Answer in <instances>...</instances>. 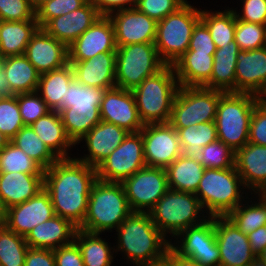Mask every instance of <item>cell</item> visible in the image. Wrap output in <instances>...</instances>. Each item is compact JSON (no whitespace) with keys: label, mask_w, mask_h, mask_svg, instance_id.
I'll list each match as a JSON object with an SVG mask.
<instances>
[{"label":"cell","mask_w":266,"mask_h":266,"mask_svg":"<svg viewBox=\"0 0 266 266\" xmlns=\"http://www.w3.org/2000/svg\"><path fill=\"white\" fill-rule=\"evenodd\" d=\"M96 181V168L75 156L58 159L44 170V190L50 196L55 215L79 227L85 219L90 191Z\"/></svg>","instance_id":"cell-1"},{"label":"cell","mask_w":266,"mask_h":266,"mask_svg":"<svg viewBox=\"0 0 266 266\" xmlns=\"http://www.w3.org/2000/svg\"><path fill=\"white\" fill-rule=\"evenodd\" d=\"M117 245L133 265L140 266L163 258L170 240L152 222L148 212H132L116 229Z\"/></svg>","instance_id":"cell-2"},{"label":"cell","mask_w":266,"mask_h":266,"mask_svg":"<svg viewBox=\"0 0 266 266\" xmlns=\"http://www.w3.org/2000/svg\"><path fill=\"white\" fill-rule=\"evenodd\" d=\"M132 212L122 183L97 180L90 191L85 219L78 229L100 234L112 232Z\"/></svg>","instance_id":"cell-3"},{"label":"cell","mask_w":266,"mask_h":266,"mask_svg":"<svg viewBox=\"0 0 266 266\" xmlns=\"http://www.w3.org/2000/svg\"><path fill=\"white\" fill-rule=\"evenodd\" d=\"M245 189L235 166L226 169L206 168L195 195L209 217L227 216L245 201L249 195Z\"/></svg>","instance_id":"cell-4"},{"label":"cell","mask_w":266,"mask_h":266,"mask_svg":"<svg viewBox=\"0 0 266 266\" xmlns=\"http://www.w3.org/2000/svg\"><path fill=\"white\" fill-rule=\"evenodd\" d=\"M179 87L173 66L165 65L132 90L143 124L169 122Z\"/></svg>","instance_id":"cell-5"},{"label":"cell","mask_w":266,"mask_h":266,"mask_svg":"<svg viewBox=\"0 0 266 266\" xmlns=\"http://www.w3.org/2000/svg\"><path fill=\"white\" fill-rule=\"evenodd\" d=\"M260 97L251 93L226 92L218 102L215 125L218 140L234 152L248 143L250 120Z\"/></svg>","instance_id":"cell-6"},{"label":"cell","mask_w":266,"mask_h":266,"mask_svg":"<svg viewBox=\"0 0 266 266\" xmlns=\"http://www.w3.org/2000/svg\"><path fill=\"white\" fill-rule=\"evenodd\" d=\"M148 213L152 222L169 240H172L169 236L175 237L184 229L198 225L209 217L204 215L195 193L170 188Z\"/></svg>","instance_id":"cell-7"},{"label":"cell","mask_w":266,"mask_h":266,"mask_svg":"<svg viewBox=\"0 0 266 266\" xmlns=\"http://www.w3.org/2000/svg\"><path fill=\"white\" fill-rule=\"evenodd\" d=\"M188 2L157 22L154 45L166 65H173L189 49L193 29L201 20V9Z\"/></svg>","instance_id":"cell-8"},{"label":"cell","mask_w":266,"mask_h":266,"mask_svg":"<svg viewBox=\"0 0 266 266\" xmlns=\"http://www.w3.org/2000/svg\"><path fill=\"white\" fill-rule=\"evenodd\" d=\"M165 65L160 59L154 43L119 46L116 50V87L132 91Z\"/></svg>","instance_id":"cell-9"},{"label":"cell","mask_w":266,"mask_h":266,"mask_svg":"<svg viewBox=\"0 0 266 266\" xmlns=\"http://www.w3.org/2000/svg\"><path fill=\"white\" fill-rule=\"evenodd\" d=\"M224 93L203 86H180L173 101L168 123L173 128H186L214 121L219 99Z\"/></svg>","instance_id":"cell-10"},{"label":"cell","mask_w":266,"mask_h":266,"mask_svg":"<svg viewBox=\"0 0 266 266\" xmlns=\"http://www.w3.org/2000/svg\"><path fill=\"white\" fill-rule=\"evenodd\" d=\"M147 166L142 133H129L124 141L97 167V180L122 183Z\"/></svg>","instance_id":"cell-11"},{"label":"cell","mask_w":266,"mask_h":266,"mask_svg":"<svg viewBox=\"0 0 266 266\" xmlns=\"http://www.w3.org/2000/svg\"><path fill=\"white\" fill-rule=\"evenodd\" d=\"M133 212H149L169 189L165 168L145 166L122 182Z\"/></svg>","instance_id":"cell-12"},{"label":"cell","mask_w":266,"mask_h":266,"mask_svg":"<svg viewBox=\"0 0 266 266\" xmlns=\"http://www.w3.org/2000/svg\"><path fill=\"white\" fill-rule=\"evenodd\" d=\"M141 133L147 166L166 169L182 154L178 133L169 123L144 124Z\"/></svg>","instance_id":"cell-13"},{"label":"cell","mask_w":266,"mask_h":266,"mask_svg":"<svg viewBox=\"0 0 266 266\" xmlns=\"http://www.w3.org/2000/svg\"><path fill=\"white\" fill-rule=\"evenodd\" d=\"M220 266H248L256 257L247 234L241 232L226 216H214Z\"/></svg>","instance_id":"cell-14"},{"label":"cell","mask_w":266,"mask_h":266,"mask_svg":"<svg viewBox=\"0 0 266 266\" xmlns=\"http://www.w3.org/2000/svg\"><path fill=\"white\" fill-rule=\"evenodd\" d=\"M108 17L113 24L117 47L155 42L157 21L136 8L118 10Z\"/></svg>","instance_id":"cell-15"},{"label":"cell","mask_w":266,"mask_h":266,"mask_svg":"<svg viewBox=\"0 0 266 266\" xmlns=\"http://www.w3.org/2000/svg\"><path fill=\"white\" fill-rule=\"evenodd\" d=\"M101 121L113 123L129 133L140 132L144 127L131 90L114 87L105 91L100 105Z\"/></svg>","instance_id":"cell-16"},{"label":"cell","mask_w":266,"mask_h":266,"mask_svg":"<svg viewBox=\"0 0 266 266\" xmlns=\"http://www.w3.org/2000/svg\"><path fill=\"white\" fill-rule=\"evenodd\" d=\"M55 216L49 194L43 189L29 200L6 209L5 225L26 237L38 224Z\"/></svg>","instance_id":"cell-17"},{"label":"cell","mask_w":266,"mask_h":266,"mask_svg":"<svg viewBox=\"0 0 266 266\" xmlns=\"http://www.w3.org/2000/svg\"><path fill=\"white\" fill-rule=\"evenodd\" d=\"M116 50L113 24L108 16H101L68 46L69 61H84Z\"/></svg>","instance_id":"cell-18"},{"label":"cell","mask_w":266,"mask_h":266,"mask_svg":"<svg viewBox=\"0 0 266 266\" xmlns=\"http://www.w3.org/2000/svg\"><path fill=\"white\" fill-rule=\"evenodd\" d=\"M24 55L40 73L62 68L69 63L68 46L39 28L31 37Z\"/></svg>","instance_id":"cell-19"},{"label":"cell","mask_w":266,"mask_h":266,"mask_svg":"<svg viewBox=\"0 0 266 266\" xmlns=\"http://www.w3.org/2000/svg\"><path fill=\"white\" fill-rule=\"evenodd\" d=\"M235 70V92L261 97L266 91V46L240 50Z\"/></svg>","instance_id":"cell-20"},{"label":"cell","mask_w":266,"mask_h":266,"mask_svg":"<svg viewBox=\"0 0 266 266\" xmlns=\"http://www.w3.org/2000/svg\"><path fill=\"white\" fill-rule=\"evenodd\" d=\"M129 132L113 123L101 121L96 124L80 141L85 143L88 154L77 159L89 166L97 167L127 137ZM84 140V141H83Z\"/></svg>","instance_id":"cell-21"},{"label":"cell","mask_w":266,"mask_h":266,"mask_svg":"<svg viewBox=\"0 0 266 266\" xmlns=\"http://www.w3.org/2000/svg\"><path fill=\"white\" fill-rule=\"evenodd\" d=\"M101 16L98 9L88 0L82 7L51 19L43 29L56 40L69 46Z\"/></svg>","instance_id":"cell-22"},{"label":"cell","mask_w":266,"mask_h":266,"mask_svg":"<svg viewBox=\"0 0 266 266\" xmlns=\"http://www.w3.org/2000/svg\"><path fill=\"white\" fill-rule=\"evenodd\" d=\"M235 168L251 195L266 191V146L245 144L235 152Z\"/></svg>","instance_id":"cell-23"},{"label":"cell","mask_w":266,"mask_h":266,"mask_svg":"<svg viewBox=\"0 0 266 266\" xmlns=\"http://www.w3.org/2000/svg\"><path fill=\"white\" fill-rule=\"evenodd\" d=\"M74 78L81 84L101 89L116 87V52L96 55L84 61H69Z\"/></svg>","instance_id":"cell-24"},{"label":"cell","mask_w":266,"mask_h":266,"mask_svg":"<svg viewBox=\"0 0 266 266\" xmlns=\"http://www.w3.org/2000/svg\"><path fill=\"white\" fill-rule=\"evenodd\" d=\"M77 229L70 220L55 215L34 227L25 241L31 248L55 250L72 243Z\"/></svg>","instance_id":"cell-25"},{"label":"cell","mask_w":266,"mask_h":266,"mask_svg":"<svg viewBox=\"0 0 266 266\" xmlns=\"http://www.w3.org/2000/svg\"><path fill=\"white\" fill-rule=\"evenodd\" d=\"M44 189V174L0 173V199L5 209L21 204Z\"/></svg>","instance_id":"cell-26"},{"label":"cell","mask_w":266,"mask_h":266,"mask_svg":"<svg viewBox=\"0 0 266 266\" xmlns=\"http://www.w3.org/2000/svg\"><path fill=\"white\" fill-rule=\"evenodd\" d=\"M215 53L186 51L172 65L179 86H204L211 78Z\"/></svg>","instance_id":"cell-27"},{"label":"cell","mask_w":266,"mask_h":266,"mask_svg":"<svg viewBox=\"0 0 266 266\" xmlns=\"http://www.w3.org/2000/svg\"><path fill=\"white\" fill-rule=\"evenodd\" d=\"M31 127L58 159L70 158L72 154L69 151L75 147V144L67 136L58 111L48 112L31 124Z\"/></svg>","instance_id":"cell-28"},{"label":"cell","mask_w":266,"mask_h":266,"mask_svg":"<svg viewBox=\"0 0 266 266\" xmlns=\"http://www.w3.org/2000/svg\"><path fill=\"white\" fill-rule=\"evenodd\" d=\"M239 52V46L235 41L217 48L211 78L203 87L225 93L235 92L236 57Z\"/></svg>","instance_id":"cell-29"},{"label":"cell","mask_w":266,"mask_h":266,"mask_svg":"<svg viewBox=\"0 0 266 266\" xmlns=\"http://www.w3.org/2000/svg\"><path fill=\"white\" fill-rule=\"evenodd\" d=\"M174 239L173 243L170 241V247L182 257L190 258L196 250L210 249V246L217 243L214 217H208L202 223L184 229Z\"/></svg>","instance_id":"cell-30"},{"label":"cell","mask_w":266,"mask_h":266,"mask_svg":"<svg viewBox=\"0 0 266 266\" xmlns=\"http://www.w3.org/2000/svg\"><path fill=\"white\" fill-rule=\"evenodd\" d=\"M74 71L70 63L62 68L40 74L36 92L46 102L51 111H60L66 100L67 90L74 80Z\"/></svg>","instance_id":"cell-31"},{"label":"cell","mask_w":266,"mask_h":266,"mask_svg":"<svg viewBox=\"0 0 266 266\" xmlns=\"http://www.w3.org/2000/svg\"><path fill=\"white\" fill-rule=\"evenodd\" d=\"M39 28L37 20L0 21V58L23 55Z\"/></svg>","instance_id":"cell-32"},{"label":"cell","mask_w":266,"mask_h":266,"mask_svg":"<svg viewBox=\"0 0 266 266\" xmlns=\"http://www.w3.org/2000/svg\"><path fill=\"white\" fill-rule=\"evenodd\" d=\"M1 68L5 71L10 88L15 95L37 90L40 73L24 54L1 58Z\"/></svg>","instance_id":"cell-33"},{"label":"cell","mask_w":266,"mask_h":266,"mask_svg":"<svg viewBox=\"0 0 266 266\" xmlns=\"http://www.w3.org/2000/svg\"><path fill=\"white\" fill-rule=\"evenodd\" d=\"M204 170L197 157L181 154L166 168L168 187L177 191L196 193Z\"/></svg>","instance_id":"cell-34"},{"label":"cell","mask_w":266,"mask_h":266,"mask_svg":"<svg viewBox=\"0 0 266 266\" xmlns=\"http://www.w3.org/2000/svg\"><path fill=\"white\" fill-rule=\"evenodd\" d=\"M67 136L76 145L101 122L100 106H72L59 111Z\"/></svg>","instance_id":"cell-35"},{"label":"cell","mask_w":266,"mask_h":266,"mask_svg":"<svg viewBox=\"0 0 266 266\" xmlns=\"http://www.w3.org/2000/svg\"><path fill=\"white\" fill-rule=\"evenodd\" d=\"M100 233L76 230L74 242L78 245L85 266H111L115 246H111Z\"/></svg>","instance_id":"cell-36"},{"label":"cell","mask_w":266,"mask_h":266,"mask_svg":"<svg viewBox=\"0 0 266 266\" xmlns=\"http://www.w3.org/2000/svg\"><path fill=\"white\" fill-rule=\"evenodd\" d=\"M174 129L179 136L182 154L187 157H198L204 146L218 140L214 121Z\"/></svg>","instance_id":"cell-37"},{"label":"cell","mask_w":266,"mask_h":266,"mask_svg":"<svg viewBox=\"0 0 266 266\" xmlns=\"http://www.w3.org/2000/svg\"><path fill=\"white\" fill-rule=\"evenodd\" d=\"M227 8L223 11L201 9V21L209 29L216 48H221L234 41L235 13L233 8Z\"/></svg>","instance_id":"cell-38"},{"label":"cell","mask_w":266,"mask_h":266,"mask_svg":"<svg viewBox=\"0 0 266 266\" xmlns=\"http://www.w3.org/2000/svg\"><path fill=\"white\" fill-rule=\"evenodd\" d=\"M10 142L36 161L44 170L58 160L31 125L23 126Z\"/></svg>","instance_id":"cell-39"},{"label":"cell","mask_w":266,"mask_h":266,"mask_svg":"<svg viewBox=\"0 0 266 266\" xmlns=\"http://www.w3.org/2000/svg\"><path fill=\"white\" fill-rule=\"evenodd\" d=\"M253 198L258 199H255L257 200L256 202H252L251 199ZM253 198L247 196L244 204L242 202L226 216L244 234L266 225V203L260 197H254V194Z\"/></svg>","instance_id":"cell-40"},{"label":"cell","mask_w":266,"mask_h":266,"mask_svg":"<svg viewBox=\"0 0 266 266\" xmlns=\"http://www.w3.org/2000/svg\"><path fill=\"white\" fill-rule=\"evenodd\" d=\"M28 248L25 237L0 226V266H24Z\"/></svg>","instance_id":"cell-41"},{"label":"cell","mask_w":266,"mask_h":266,"mask_svg":"<svg viewBox=\"0 0 266 266\" xmlns=\"http://www.w3.org/2000/svg\"><path fill=\"white\" fill-rule=\"evenodd\" d=\"M1 172L44 174V169L21 149L9 142L0 150Z\"/></svg>","instance_id":"cell-42"},{"label":"cell","mask_w":266,"mask_h":266,"mask_svg":"<svg viewBox=\"0 0 266 266\" xmlns=\"http://www.w3.org/2000/svg\"><path fill=\"white\" fill-rule=\"evenodd\" d=\"M197 158L205 169H226L235 166V152L220 140L204 146Z\"/></svg>","instance_id":"cell-43"},{"label":"cell","mask_w":266,"mask_h":266,"mask_svg":"<svg viewBox=\"0 0 266 266\" xmlns=\"http://www.w3.org/2000/svg\"><path fill=\"white\" fill-rule=\"evenodd\" d=\"M106 90L83 85L74 79L69 85L61 109L72 106H100Z\"/></svg>","instance_id":"cell-44"},{"label":"cell","mask_w":266,"mask_h":266,"mask_svg":"<svg viewBox=\"0 0 266 266\" xmlns=\"http://www.w3.org/2000/svg\"><path fill=\"white\" fill-rule=\"evenodd\" d=\"M234 41L240 50H254L266 46V25L241 21L235 16Z\"/></svg>","instance_id":"cell-45"},{"label":"cell","mask_w":266,"mask_h":266,"mask_svg":"<svg viewBox=\"0 0 266 266\" xmlns=\"http://www.w3.org/2000/svg\"><path fill=\"white\" fill-rule=\"evenodd\" d=\"M23 126L17 94L10 98H0V131L11 141Z\"/></svg>","instance_id":"cell-46"},{"label":"cell","mask_w":266,"mask_h":266,"mask_svg":"<svg viewBox=\"0 0 266 266\" xmlns=\"http://www.w3.org/2000/svg\"><path fill=\"white\" fill-rule=\"evenodd\" d=\"M17 102L24 125L33 124L51 111L36 91L17 94Z\"/></svg>","instance_id":"cell-47"},{"label":"cell","mask_w":266,"mask_h":266,"mask_svg":"<svg viewBox=\"0 0 266 266\" xmlns=\"http://www.w3.org/2000/svg\"><path fill=\"white\" fill-rule=\"evenodd\" d=\"M88 0H50L36 10V20L43 28L51 19L82 7Z\"/></svg>","instance_id":"cell-48"},{"label":"cell","mask_w":266,"mask_h":266,"mask_svg":"<svg viewBox=\"0 0 266 266\" xmlns=\"http://www.w3.org/2000/svg\"><path fill=\"white\" fill-rule=\"evenodd\" d=\"M36 20L30 0H0V21Z\"/></svg>","instance_id":"cell-49"},{"label":"cell","mask_w":266,"mask_h":266,"mask_svg":"<svg viewBox=\"0 0 266 266\" xmlns=\"http://www.w3.org/2000/svg\"><path fill=\"white\" fill-rule=\"evenodd\" d=\"M187 0H137L135 8L157 22L182 7Z\"/></svg>","instance_id":"cell-50"},{"label":"cell","mask_w":266,"mask_h":266,"mask_svg":"<svg viewBox=\"0 0 266 266\" xmlns=\"http://www.w3.org/2000/svg\"><path fill=\"white\" fill-rule=\"evenodd\" d=\"M248 142L266 146V102L263 100H260L253 110Z\"/></svg>","instance_id":"cell-51"},{"label":"cell","mask_w":266,"mask_h":266,"mask_svg":"<svg viewBox=\"0 0 266 266\" xmlns=\"http://www.w3.org/2000/svg\"><path fill=\"white\" fill-rule=\"evenodd\" d=\"M241 13L233 9L236 19L266 25V0H240Z\"/></svg>","instance_id":"cell-52"},{"label":"cell","mask_w":266,"mask_h":266,"mask_svg":"<svg viewBox=\"0 0 266 266\" xmlns=\"http://www.w3.org/2000/svg\"><path fill=\"white\" fill-rule=\"evenodd\" d=\"M216 49V45L211 38L209 29L200 20L193 29L189 49L187 51L215 53Z\"/></svg>","instance_id":"cell-53"},{"label":"cell","mask_w":266,"mask_h":266,"mask_svg":"<svg viewBox=\"0 0 266 266\" xmlns=\"http://www.w3.org/2000/svg\"><path fill=\"white\" fill-rule=\"evenodd\" d=\"M56 266H85L80 249L73 241L54 250Z\"/></svg>","instance_id":"cell-54"},{"label":"cell","mask_w":266,"mask_h":266,"mask_svg":"<svg viewBox=\"0 0 266 266\" xmlns=\"http://www.w3.org/2000/svg\"><path fill=\"white\" fill-rule=\"evenodd\" d=\"M24 266H56L54 250L29 247Z\"/></svg>","instance_id":"cell-55"},{"label":"cell","mask_w":266,"mask_h":266,"mask_svg":"<svg viewBox=\"0 0 266 266\" xmlns=\"http://www.w3.org/2000/svg\"><path fill=\"white\" fill-rule=\"evenodd\" d=\"M92 4L98 9L102 16H108L111 13L135 8L137 0H90Z\"/></svg>","instance_id":"cell-56"},{"label":"cell","mask_w":266,"mask_h":266,"mask_svg":"<svg viewBox=\"0 0 266 266\" xmlns=\"http://www.w3.org/2000/svg\"><path fill=\"white\" fill-rule=\"evenodd\" d=\"M190 258L201 266H220V252L217 243L210 246V249L196 250Z\"/></svg>","instance_id":"cell-57"},{"label":"cell","mask_w":266,"mask_h":266,"mask_svg":"<svg viewBox=\"0 0 266 266\" xmlns=\"http://www.w3.org/2000/svg\"><path fill=\"white\" fill-rule=\"evenodd\" d=\"M247 237L252 251L257 256L266 247V225L248 233Z\"/></svg>","instance_id":"cell-58"},{"label":"cell","mask_w":266,"mask_h":266,"mask_svg":"<svg viewBox=\"0 0 266 266\" xmlns=\"http://www.w3.org/2000/svg\"><path fill=\"white\" fill-rule=\"evenodd\" d=\"M165 256L171 261L172 266H201L191 258L178 255L171 247H169Z\"/></svg>","instance_id":"cell-59"},{"label":"cell","mask_w":266,"mask_h":266,"mask_svg":"<svg viewBox=\"0 0 266 266\" xmlns=\"http://www.w3.org/2000/svg\"><path fill=\"white\" fill-rule=\"evenodd\" d=\"M15 94L12 92L10 88V83L7 80V76L5 71L0 68V98H10Z\"/></svg>","instance_id":"cell-60"},{"label":"cell","mask_w":266,"mask_h":266,"mask_svg":"<svg viewBox=\"0 0 266 266\" xmlns=\"http://www.w3.org/2000/svg\"><path fill=\"white\" fill-rule=\"evenodd\" d=\"M140 266H172V263L166 256H164L163 258L159 260H156V261H153L147 264H142Z\"/></svg>","instance_id":"cell-61"},{"label":"cell","mask_w":266,"mask_h":266,"mask_svg":"<svg viewBox=\"0 0 266 266\" xmlns=\"http://www.w3.org/2000/svg\"><path fill=\"white\" fill-rule=\"evenodd\" d=\"M6 209L4 208L2 201L0 199V226L5 224Z\"/></svg>","instance_id":"cell-62"},{"label":"cell","mask_w":266,"mask_h":266,"mask_svg":"<svg viewBox=\"0 0 266 266\" xmlns=\"http://www.w3.org/2000/svg\"><path fill=\"white\" fill-rule=\"evenodd\" d=\"M50 0H30L32 8L36 11L41 5Z\"/></svg>","instance_id":"cell-63"},{"label":"cell","mask_w":266,"mask_h":266,"mask_svg":"<svg viewBox=\"0 0 266 266\" xmlns=\"http://www.w3.org/2000/svg\"><path fill=\"white\" fill-rule=\"evenodd\" d=\"M9 142V139L0 131V150L4 148Z\"/></svg>","instance_id":"cell-64"},{"label":"cell","mask_w":266,"mask_h":266,"mask_svg":"<svg viewBox=\"0 0 266 266\" xmlns=\"http://www.w3.org/2000/svg\"><path fill=\"white\" fill-rule=\"evenodd\" d=\"M248 266H266V264L256 256Z\"/></svg>","instance_id":"cell-65"},{"label":"cell","mask_w":266,"mask_h":266,"mask_svg":"<svg viewBox=\"0 0 266 266\" xmlns=\"http://www.w3.org/2000/svg\"><path fill=\"white\" fill-rule=\"evenodd\" d=\"M257 257H259L266 264V247L257 255Z\"/></svg>","instance_id":"cell-66"},{"label":"cell","mask_w":266,"mask_h":266,"mask_svg":"<svg viewBox=\"0 0 266 266\" xmlns=\"http://www.w3.org/2000/svg\"><path fill=\"white\" fill-rule=\"evenodd\" d=\"M256 195L266 203V191L259 192Z\"/></svg>","instance_id":"cell-67"},{"label":"cell","mask_w":266,"mask_h":266,"mask_svg":"<svg viewBox=\"0 0 266 266\" xmlns=\"http://www.w3.org/2000/svg\"><path fill=\"white\" fill-rule=\"evenodd\" d=\"M260 99L266 102V91H265V93L260 97Z\"/></svg>","instance_id":"cell-68"}]
</instances>
